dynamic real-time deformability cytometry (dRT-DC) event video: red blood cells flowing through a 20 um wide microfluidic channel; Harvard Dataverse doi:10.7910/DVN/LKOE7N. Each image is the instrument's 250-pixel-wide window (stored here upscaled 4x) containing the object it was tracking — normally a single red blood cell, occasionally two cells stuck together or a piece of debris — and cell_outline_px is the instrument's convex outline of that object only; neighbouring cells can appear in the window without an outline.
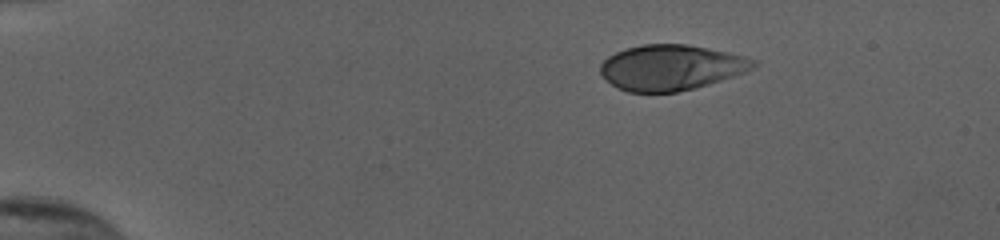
{"species": "human", "species_latin": "Homo sapiens", "temperature_condition": "cold", "stored_images_in_passage": 38, "camera_frame_rate_fps": 3000, "um_per_image_px": 0.085, "donor": {"sex": "female"}, "frame": {"image": 1, "passage_image": 1, "time_ms": 0.0, "image_size_px": [1000, 240], "cell_outline_px": [[760, 64], [744, 72], [696, 88], [676, 92], [628, 92], [616, 88], [600, 72], [600, 64], [608, 56], [616, 52], [628, 48], [644, 44], [684, 44], [708, 48], [728, 52], [760, 60]], "centroid_in_image_um": [57.06, 5.73], "position_along_channel_um": 27.9, "area_um2": 40.46}}
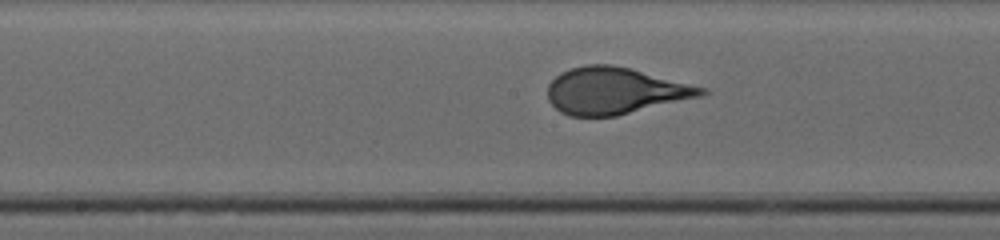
{"frame": {"image": 2, "passage_image": 21, "time_ms": 6.667, "image_size_px": [1000, 240], "cell_outline_px": [[708, 92], [700, 96], [616, 116], [568, 116], [560, 112], [548, 100], [548, 84], [560, 72], [584, 64], [612, 64], [632, 68], [704, 88]], "centroid_in_image_um": [52.21, 7.71], "position_along_channel_um": 196.0, "area_um2": 41.56}}
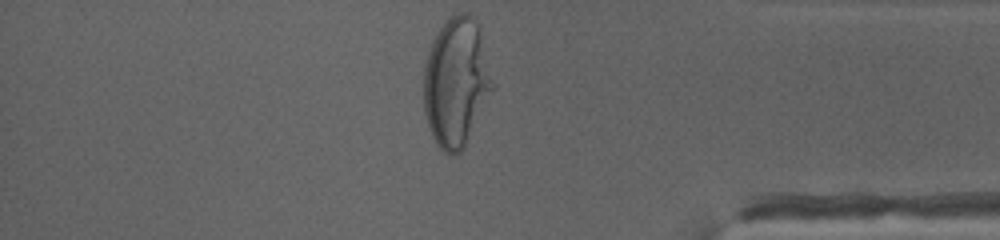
{"frame": {"image": 3, "passage_image": 38, "time_ms": 12.333, "image_size_px": [1000, 240], "cell_outline_px": [[496, 88], [464, 148], [460, 152], [444, 152], [436, 144], [432, 136], [424, 112], [424, 64], [432, 40], [440, 28], [452, 16], [460, 12], [464, 12], [472, 16], [476, 20], [480, 28], [496, 84]], "centroid_in_image_um": [38.83, 6.99], "position_along_channel_um": 396.4, "area_um2": 52.42}, "authors_computed_cell_mechanics": {"area_um2": 41.616, "velocity_mm_per_s": 3.858, "shape_relaxation_time_tau1_ms": 4.5917, "shape_relaxation_time_tau2_ms": null, "deformation_change_tau1": 0.2258, "deformation_change_tau2": null}}